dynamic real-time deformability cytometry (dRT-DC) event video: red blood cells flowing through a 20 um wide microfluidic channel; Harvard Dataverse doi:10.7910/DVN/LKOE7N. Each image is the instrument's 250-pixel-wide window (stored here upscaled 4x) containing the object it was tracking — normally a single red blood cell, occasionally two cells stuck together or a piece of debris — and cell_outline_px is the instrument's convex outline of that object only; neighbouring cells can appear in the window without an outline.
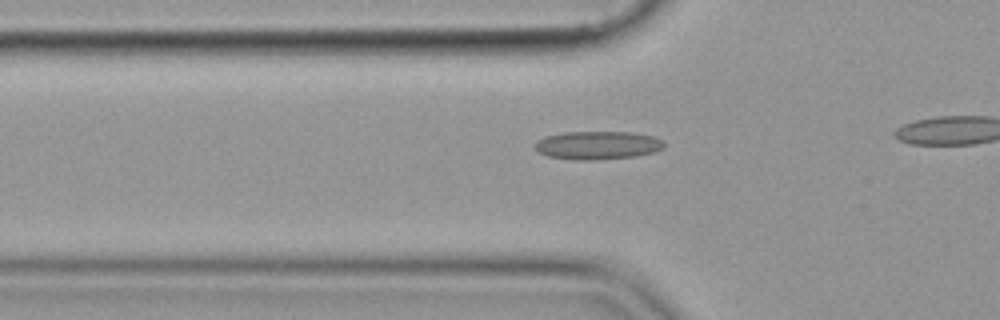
{"species": "common noctule bat (a hibernating species)", "species_latin": "Nyctalus noctula", "temperature_condition": "cold", "stored_images_in_passage": 9, "camera_frame_rate_fps": 3000, "um_per_image_px": 0.085, "animal": {"sex": "female", "body_mass_g": 19.9}, "frame": {"image": 1, "passage_image": 3, "time_ms": 0.667, "image_size_px": [1000, 320], "cell_outline_px": [[664, 148], [656, 152], [636, 156], [592, 160], [572, 160], [548, 156], [540, 152], [536, 148], [536, 140], [544, 136], [564, 132], [632, 132], [652, 136], [664, 140]], "centroid_in_image_um": [50.82, 12.34], "position_along_channel_um": 75.0, "area_um2": 21.39}}
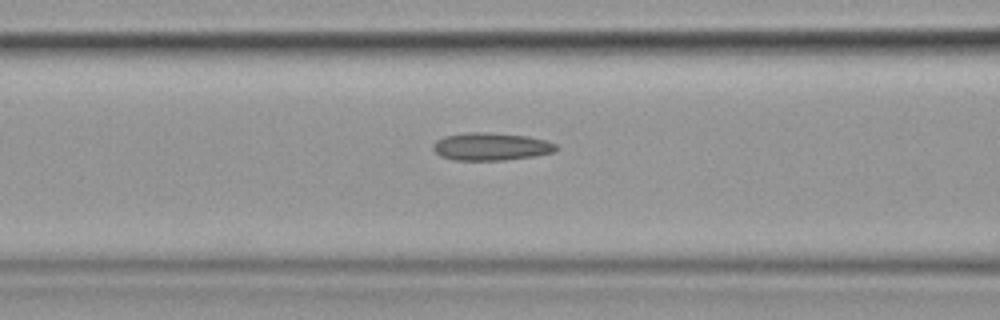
{"frame": {"image": 2, "passage_image": 7, "time_ms": 2.0, "image_size_px": [1000, 320], "cell_outline_px": [[560, 148], [556, 152], [532, 156], [504, 160], [452, 160], [440, 156], [432, 148], [432, 144], [436, 140], [444, 136], [468, 132], [488, 132], [528, 136], [548, 140], [556, 144]], "centroid_in_image_um": [41.75, 12.45], "position_along_channel_um": 124.8, "area_um2": 20.11}}